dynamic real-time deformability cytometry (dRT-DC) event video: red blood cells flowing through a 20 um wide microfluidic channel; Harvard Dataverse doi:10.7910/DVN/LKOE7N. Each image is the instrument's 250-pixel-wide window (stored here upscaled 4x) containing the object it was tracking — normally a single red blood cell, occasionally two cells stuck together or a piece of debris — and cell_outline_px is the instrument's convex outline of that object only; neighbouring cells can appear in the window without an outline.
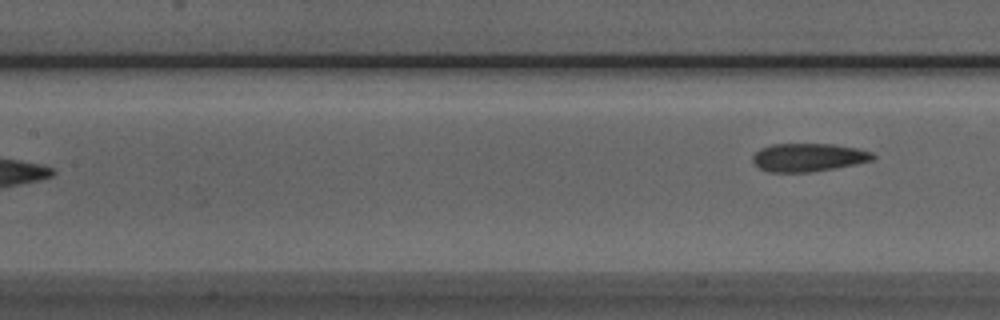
{"species": "Egyptian fruit bat (a non-hibernating species)", "species_latin": "Rousettus aegyptiacus", "temperature_condition": "room temperature", "stored_images_in_passage": 6, "camera_frame_rate_fps": 3000, "um_per_image_px": 0.085, "animal": {"sex": "male"}, "frame": {"image": 1, "passage_image": 6, "time_ms": 6.0, "image_size_px": [1000, 320], "cell_outline_px": [[876, 156], [872, 160], [856, 164], [836, 168], [808, 172], [768, 172], [760, 168], [752, 160], [752, 156], [760, 148], [772, 144], [832, 144], [856, 148], [872, 152]], "centroid_in_image_um": [68.71, 13.38], "position_along_channel_um": 138.7, "area_um2": 19.71}}